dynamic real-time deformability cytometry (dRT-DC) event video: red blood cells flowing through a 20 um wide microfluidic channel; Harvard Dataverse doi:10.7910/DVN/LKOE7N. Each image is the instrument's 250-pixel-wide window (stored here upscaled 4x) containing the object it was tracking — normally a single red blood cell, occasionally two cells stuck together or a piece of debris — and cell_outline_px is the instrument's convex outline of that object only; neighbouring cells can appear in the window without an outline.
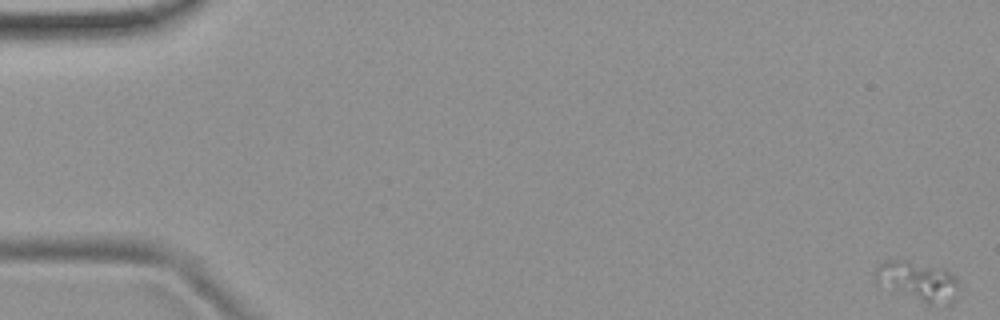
{"species": "common noctule bat (a hibernating species)", "species_latin": "Nyctalus noctula", "temperature_condition": "room temperature", "stored_images_in_passage": 8, "camera_frame_rate_fps": 3000, "um_per_image_px": 0.085, "animal": {"sex": "female", "body_mass_g": 19.9}, "frame": {"image": 1, "passage_image": 1, "time_ms": 0.0, "image_size_px": [1000, 320], "cell_outline_px": [[960, 288], [928, 304], [876, 280], [876, 268], [880, 264], [888, 260], [904, 260], [944, 268], [952, 272], [956, 276]], "centroid_in_image_um": [77.99, 23.76], "position_along_channel_um": 7.0, "area_um2": 17.28}}
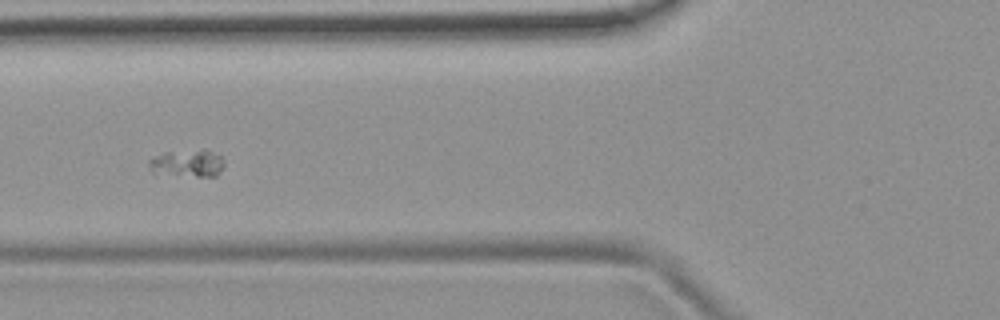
{"frame": {"image": 2, "passage_image": 7, "time_ms": 2.0, "image_size_px": [1000, 320], "cell_outline_px": [[224, 164], [220, 172], [216, 176], [196, 176], [152, 172], [148, 168], [148, 160], [164, 152], [204, 148], [220, 156], [224, 160]], "centroid_in_image_um": [15.94, 13.85], "position_along_channel_um": 109.9, "area_um2": 12.02}}
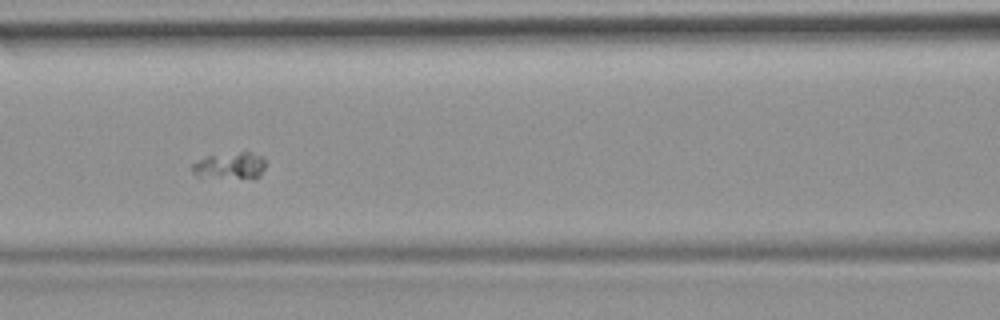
{"frame": {"image": 3, "passage_image": 8, "time_ms": 2.333, "image_size_px": [1000, 320], "cell_outline_px": [[264, 168], [260, 176], [200, 180], [192, 172], [192, 164], [204, 156], [240, 152], [252, 152], [264, 156]], "centroid_in_image_um": [19.46, 14.11], "position_along_channel_um": 147.1, "area_um2": 11.85}}